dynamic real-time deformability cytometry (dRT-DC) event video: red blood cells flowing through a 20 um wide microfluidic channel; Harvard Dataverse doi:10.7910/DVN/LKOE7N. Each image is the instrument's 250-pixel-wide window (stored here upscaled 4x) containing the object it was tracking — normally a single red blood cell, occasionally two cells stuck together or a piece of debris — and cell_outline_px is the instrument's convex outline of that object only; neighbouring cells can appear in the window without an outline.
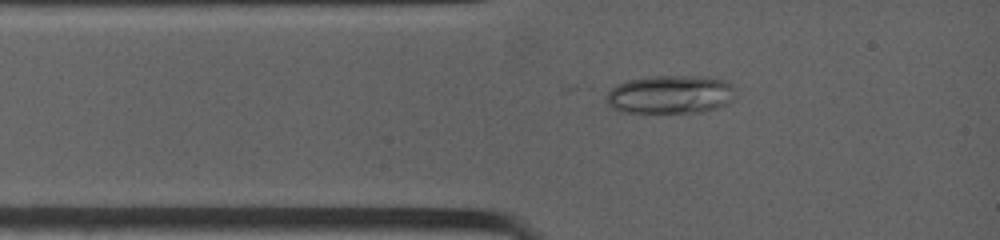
{"species": "common noctule bat (a hibernating species)", "species_latin": "Nyctalus noctula", "temperature_condition": "warm", "stored_images_in_passage": 10, "camera_frame_rate_fps": 4500, "um_per_image_px": 0.085, "animal": {"sex": "female", "body_mass_g": 19.0, "forearm_length_mm": 53.3}, "frame": {"image": 1, "passage_image": 1, "time_ms": 0.0, "image_size_px": [1000, 240], "cell_outline_px": [[736, 88], [732, 100], [716, 108], [700, 112], [620, 112], [608, 104], [608, 92], [616, 84], [628, 80], [648, 76], [696, 76], [724, 80], [732, 84]], "centroid_in_image_um": [56.99, 8.02], "position_along_channel_um": 28.0, "area_um2": 28.73}}
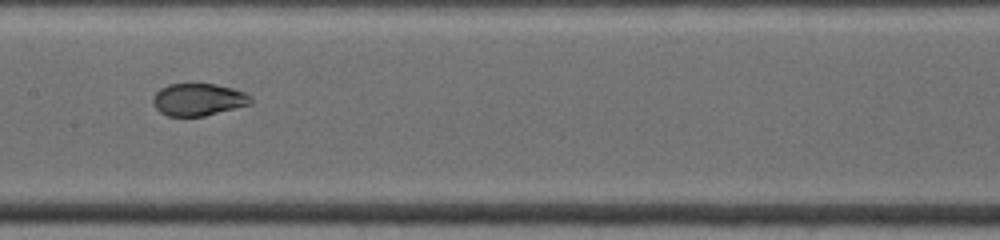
{"frame": {"image": 2, "passage_image": 5, "time_ms": 4.222, "image_size_px": [1000, 240], "cell_outline_px": [[252, 104], [204, 116], [168, 116], [160, 112], [156, 108], [152, 100], [152, 96], [160, 88], [168, 84], [216, 84], [232, 88], [244, 92], [252, 96]], "centroid_in_image_um": [16.86, 8.46], "position_along_channel_um": 190.5, "area_um2": 18.5}}
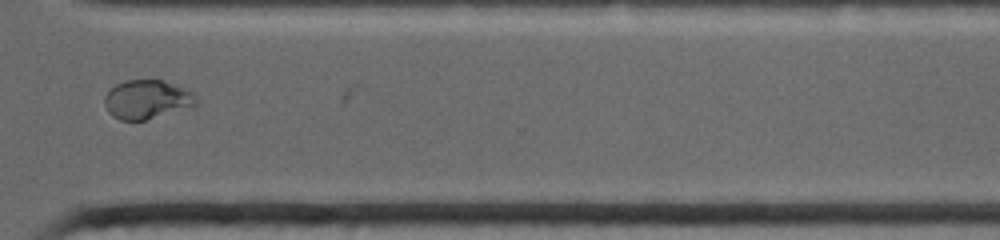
{"frame": {"image": 3, "passage_image": 9, "time_ms": 8.444, "image_size_px": [1000, 240], "cell_outline_px": [[196, 104], [192, 108], [144, 120], [120, 120], [112, 116], [108, 112], [104, 104], [104, 96], [116, 84], [124, 80], [164, 80], [184, 88], [192, 92], [196, 100]], "centroid_in_image_um": [12.49, 8.46], "position_along_channel_um": 358.1, "area_um2": 20.87}}